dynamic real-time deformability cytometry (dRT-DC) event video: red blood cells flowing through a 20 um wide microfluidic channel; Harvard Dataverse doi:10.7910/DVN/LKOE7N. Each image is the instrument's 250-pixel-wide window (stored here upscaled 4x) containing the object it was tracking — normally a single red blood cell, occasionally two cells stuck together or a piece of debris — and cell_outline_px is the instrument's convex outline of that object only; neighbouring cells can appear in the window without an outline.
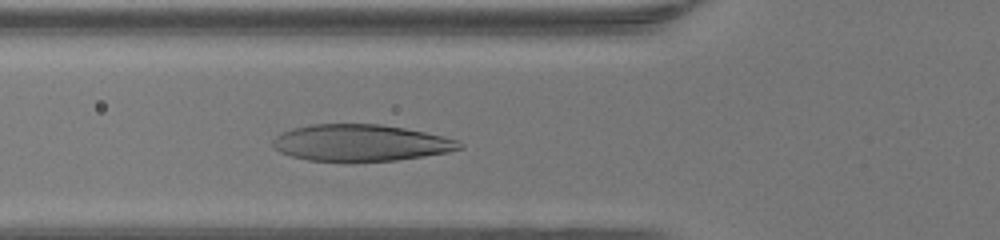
{"species": "human", "species_latin": "Homo sapiens", "temperature_condition": "warm", "stored_images_in_passage": 36, "camera_frame_rate_fps": 3000, "um_per_image_px": 0.085, "donor": {"sex": "female"}, "frame": {"image": 1, "passage_image": 14, "time_ms": 4.333, "image_size_px": [1000, 240], "cell_outline_px": [[464, 148], [448, 152], [424, 156], [396, 160], [308, 160], [292, 156], [280, 152], [272, 148], [272, 140], [276, 136], [292, 128], [312, 124], [380, 124], [404, 128], [424, 132], [460, 140], [464, 144]], "centroid_in_image_um": [30.68, 12.13], "position_along_channel_um": 95.1, "area_um2": 39.54}}
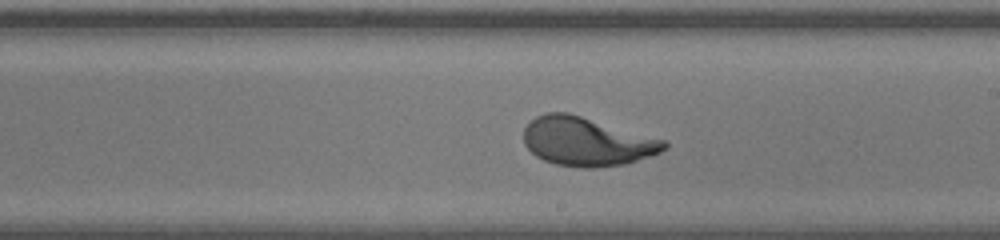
{"frame": {"image": 2, "passage_image": 24, "time_ms": 7.667, "image_size_px": [1000, 240], "cell_outline_px": [[668, 148], [660, 152], [624, 164], [596, 168], [580, 168], [556, 164], [544, 160], [536, 156], [524, 144], [524, 128], [536, 116], [544, 112], [568, 112], [664, 140], [668, 144]], "centroid_in_image_um": [49.84, 12.03], "position_along_channel_um": 239.2, "area_um2": 39.65}}
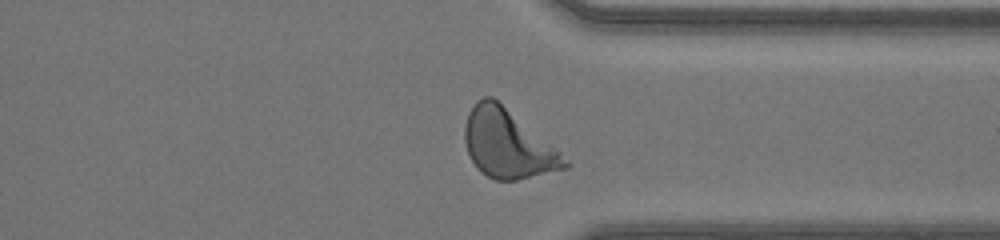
{"frame": {"image": 3, "passage_image": 33, "time_ms": 10.667, "image_size_px": [1000, 240], "cell_outline_px": [[572, 164], [568, 168], [516, 180], [496, 180], [480, 172], [476, 168], [468, 152], [464, 140], [464, 124], [468, 112], [476, 100], [484, 96], [492, 96], [556, 148]], "centroid_in_image_um": [43.13, 12.23], "position_along_channel_um": 368.3, "area_um2": 39.71}, "authors_computed_cell_mechanics": {"area_um2": 39.6797, "velocity_mm_per_s": 4.3311, "shape_relaxation_time_tau1_ms": 2.6698, "shape_relaxation_time_tau2_ms": null, "deformation_change_tau1": 0.2084, "deformation_change_tau2": null}}